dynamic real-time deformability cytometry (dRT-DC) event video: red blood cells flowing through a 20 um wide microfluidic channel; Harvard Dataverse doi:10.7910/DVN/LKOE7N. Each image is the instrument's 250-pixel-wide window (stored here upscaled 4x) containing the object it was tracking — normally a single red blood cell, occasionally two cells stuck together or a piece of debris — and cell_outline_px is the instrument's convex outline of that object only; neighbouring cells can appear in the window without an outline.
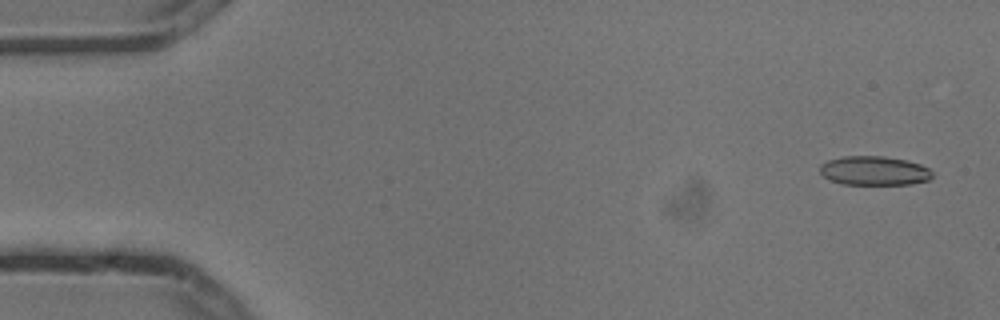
{"species": "common noctule bat (a hibernating species)", "species_latin": "Nyctalus noctula", "temperature_condition": "cold", "stored_images_in_passage": 8, "camera_frame_rate_fps": 3000, "um_per_image_px": 0.085, "animal": {"sex": "male", "body_mass_g": 13.3}, "frame": {"image": 1, "passage_image": 1, "time_ms": 0.0, "image_size_px": [1000, 320], "cell_outline_px": [[932, 176], [928, 180], [912, 184], [844, 184], [832, 180], [824, 176], [820, 172], [820, 164], [828, 160], [844, 156], [884, 156], [904, 160], [920, 164], [928, 168], [932, 172]], "centroid_in_image_um": [74.31, 14.51], "position_along_channel_um": 10.7, "area_um2": 18.9}}
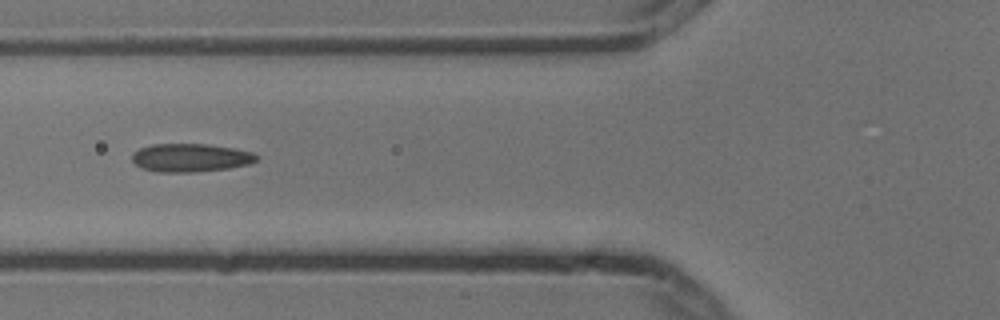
{"frame": {"image": 2, "passage_image": 6, "time_ms": 1.667, "image_size_px": [1000, 320], "cell_outline_px": [[260, 156], [256, 160], [248, 164], [228, 168], [192, 172], [156, 172], [144, 168], [136, 164], [132, 160], [132, 156], [140, 148], [152, 144], [208, 144], [232, 148], [252, 152]], "centroid_in_image_um": [16.21, 13.4], "position_along_channel_um": 109.6, "area_um2": 20.29}}
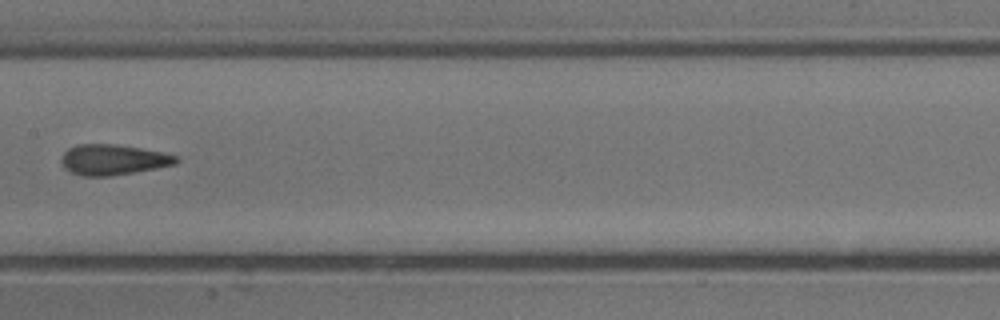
{"frame": {"image": 3, "passage_image": 8, "time_ms": 2.333, "image_size_px": [1000, 320], "cell_outline_px": [[180, 160], [176, 164], [156, 168], [108, 176], [84, 176], [72, 172], [64, 168], [60, 160], [64, 152], [68, 148], [76, 144], [112, 144], [140, 148], [180, 156]], "centroid_in_image_um": [9.61, 13.57], "position_along_channel_um": 197.8, "area_um2": 20.29}}